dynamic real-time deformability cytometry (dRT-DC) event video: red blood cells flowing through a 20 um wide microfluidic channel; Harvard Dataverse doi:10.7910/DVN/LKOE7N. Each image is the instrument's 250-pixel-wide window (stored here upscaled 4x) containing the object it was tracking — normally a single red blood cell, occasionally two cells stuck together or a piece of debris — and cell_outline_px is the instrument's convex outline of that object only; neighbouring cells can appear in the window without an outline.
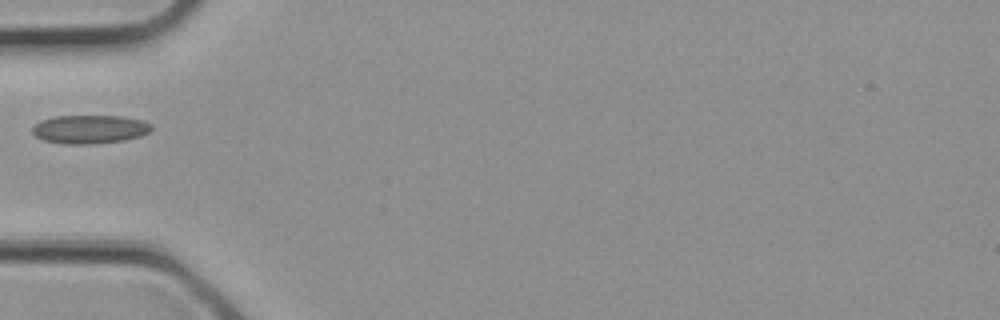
{"species": "common noctule bat (a hibernating species)", "species_latin": "Nyctalus noctula", "temperature_condition": "cold", "stored_images_in_passage": 1, "camera_frame_rate_fps": 3000, "um_per_image_px": 0.085, "animal": {"sex": "female", "body_mass_g": 21.9}, "frame": {"image": 1, "passage_image": 1, "time_ms": 0.0, "image_size_px": [1000, 320], "cell_outline_px": [[152, 128], [148, 132], [140, 136], [124, 140], [92, 144], [64, 144], [44, 140], [36, 136], [32, 132], [32, 128], [40, 120], [52, 116], [120, 116], [140, 120], [152, 124]], "centroid_in_image_um": [7.6, 10.98], "position_along_channel_um": 77.4, "area_um2": 19.77}}